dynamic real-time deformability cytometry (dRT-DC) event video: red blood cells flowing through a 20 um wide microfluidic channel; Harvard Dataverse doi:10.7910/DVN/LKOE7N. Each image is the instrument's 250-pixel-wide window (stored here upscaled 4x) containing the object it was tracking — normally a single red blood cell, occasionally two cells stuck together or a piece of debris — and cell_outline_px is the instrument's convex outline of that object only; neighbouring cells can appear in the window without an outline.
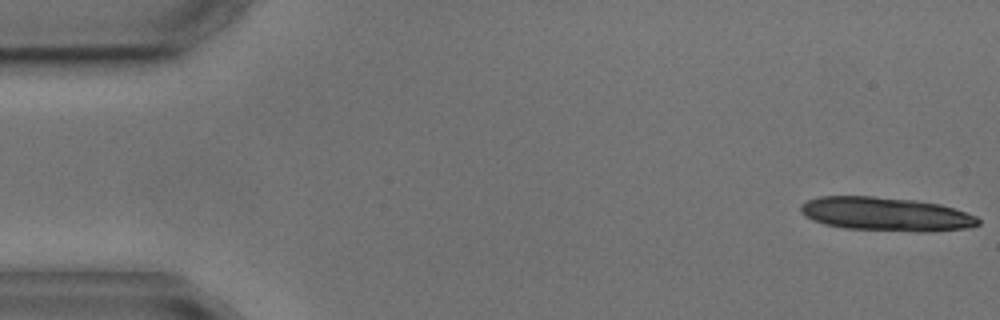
{"species": "common noctule bat (a hibernating species)", "species_latin": "Nyctalus noctula", "temperature_condition": "cold", "stored_images_in_passage": 5, "camera_frame_rate_fps": 3000, "um_per_image_px": 0.085, "animal": {"sex": "male", "body_mass_g": 17.9, "forearm_length_mm": 54.2}, "frame": {"image": 1, "passage_image": 1, "time_ms": 0.0, "image_size_px": [1000, 320], "cell_outline_px": [[980, 224], [972, 228], [928, 232], [920, 232], [844, 228], [824, 224], [812, 220], [804, 216], [800, 212], [800, 204], [808, 200], [820, 196], [872, 196], [912, 200], [940, 204], [976, 216], [980, 220]], "centroid_in_image_um": [75.3, 18.21], "position_along_channel_um": 9.7, "area_um2": 35.08}}